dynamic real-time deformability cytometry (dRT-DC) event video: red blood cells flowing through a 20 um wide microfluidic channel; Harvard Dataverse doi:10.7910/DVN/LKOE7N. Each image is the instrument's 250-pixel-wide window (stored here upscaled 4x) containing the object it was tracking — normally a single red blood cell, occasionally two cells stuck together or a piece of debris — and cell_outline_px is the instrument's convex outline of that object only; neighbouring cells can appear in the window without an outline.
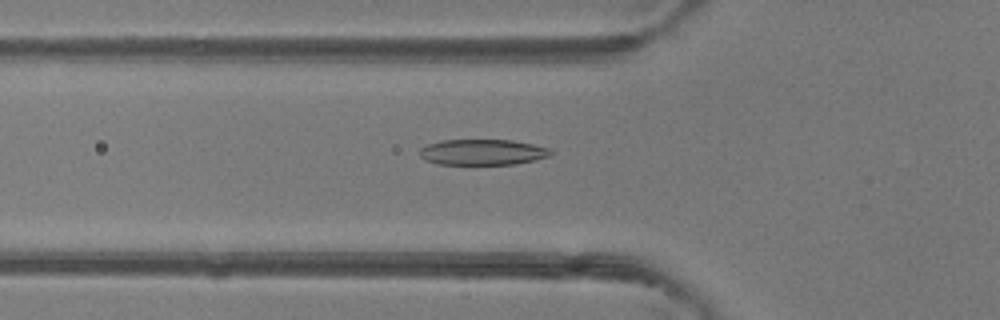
{"species": "common noctule bat (a hibernating species)", "species_latin": "Nyctalus noctula", "temperature_condition": "room temperature", "stored_images_in_passage": 31, "camera_frame_rate_fps": 3000, "um_per_image_px": 0.085, "animal": {"sex": "female"}, "frame": {"image": 1, "passage_image": 5, "time_ms": 1.333, "image_size_px": [1000, 320], "cell_outline_px": [[552, 152], [548, 156], [536, 160], [516, 164], [436, 164], [424, 160], [420, 156], [420, 148], [428, 144], [440, 140], [512, 140], [532, 144], [548, 148]], "centroid_in_image_um": [40.98, 12.93], "position_along_channel_um": 84.8, "area_um2": 19.65}}
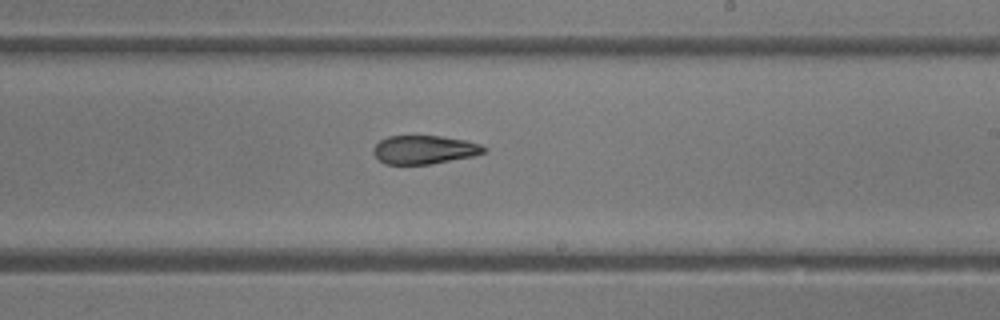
{"frame": {"image": 2, "passage_image": 17, "time_ms": 5.333, "image_size_px": [1000, 320], "cell_outline_px": [[488, 148], [484, 152], [472, 156], [428, 164], [384, 164], [372, 152], [372, 148], [380, 140], [388, 136], [440, 136], [464, 140], [480, 144]], "centroid_in_image_um": [36.03, 12.72], "position_along_channel_um": 253.0, "area_um2": 18.21}}
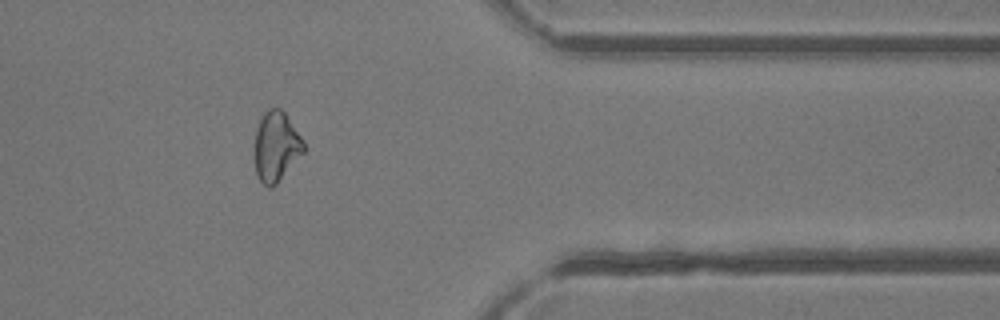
{"frame": {"image": 3, "passage_image": 28, "time_ms": 9.0, "image_size_px": [1000, 320], "cell_outline_px": [[304, 152], [276, 184], [272, 188], [268, 188], [256, 176], [256, 128], [264, 112], [268, 108], [280, 108], [284, 112], [304, 140]], "centroid_in_image_um": [23.49, 12.45], "position_along_channel_um": 387.9, "area_um2": 19.71}, "authors_computed_cell_mechanics": {"area_um2": 19.652, "velocity_mm_per_s": 4.1812, "shape_relaxation_time_tau1_ms": 10.4468, "shape_relaxation_time_tau2_ms": 3.2578, "deformation_change_tau1": 0.2575, "deformation_change_tau2": 0.1161}}